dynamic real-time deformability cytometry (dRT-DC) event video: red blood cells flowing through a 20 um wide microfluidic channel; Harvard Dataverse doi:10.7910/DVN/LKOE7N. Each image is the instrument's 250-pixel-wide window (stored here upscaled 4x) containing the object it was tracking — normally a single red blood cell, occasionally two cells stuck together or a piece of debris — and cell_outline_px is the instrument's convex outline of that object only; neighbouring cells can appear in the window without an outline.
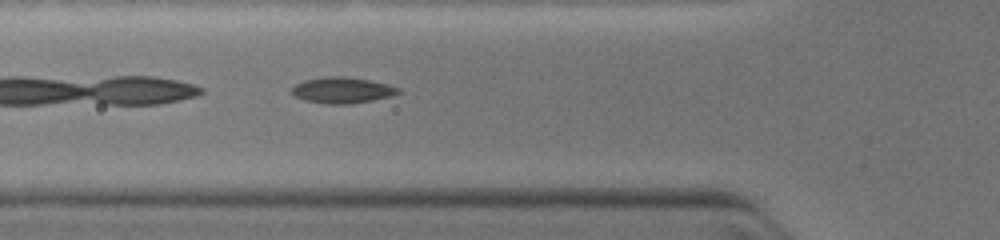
{"species": "common noctule bat (a hibernating species)", "species_latin": "Nyctalus noctula", "temperature_condition": "warm", "stored_images_in_passage": 2, "camera_frame_rate_fps": 3000, "um_per_image_px": 0.085, "animal": {"sex": "female", "body_mass_g": 19.0, "forearm_length_mm": 51.5}, "frame": {"image": 1, "passage_image": 2, "time_ms": 0.667, "image_size_px": [1000, 240], "cell_outline_px": [[404, 92], [392, 96], [352, 104], [328, 104], [304, 100], [296, 96], [292, 92], [292, 88], [296, 84], [304, 80], [324, 76], [344, 76], [372, 80], [388, 84], [400, 88]], "centroid_in_image_um": [29.15, 7.66], "position_along_channel_um": 96.6, "area_um2": 16.36}}